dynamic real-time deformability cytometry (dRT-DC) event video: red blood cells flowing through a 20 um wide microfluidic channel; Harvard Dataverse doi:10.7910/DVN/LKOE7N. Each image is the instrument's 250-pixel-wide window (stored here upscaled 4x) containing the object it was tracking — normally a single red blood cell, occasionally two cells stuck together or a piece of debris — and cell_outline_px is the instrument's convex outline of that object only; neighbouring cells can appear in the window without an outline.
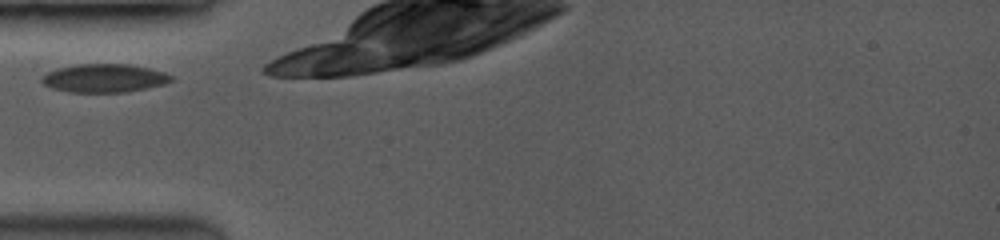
{"species": "common noctule bat (a hibernating species)", "species_latin": "Nyctalus noctula", "temperature_condition": "room temperature", "stored_images_in_passage": 12, "camera_frame_rate_fps": 3500, "um_per_image_px": 0.085, "animal": {"sex": "female", "body_mass_g": 19.0, "forearm_length_mm": 53.3}, "frame": {"image": 1, "passage_image": 1, "time_ms": 0.0, "image_size_px": [1000, 240], "cell_outline_px": [[172, 80], [164, 84], [124, 92], [68, 92], [52, 88], [44, 84], [40, 80], [40, 76], [56, 68], [76, 64], [128, 64], [148, 68], [164, 72], [172, 76]], "centroid_in_image_um": [8.8, 6.64], "position_along_channel_um": 76.2, "area_um2": 21.33}}